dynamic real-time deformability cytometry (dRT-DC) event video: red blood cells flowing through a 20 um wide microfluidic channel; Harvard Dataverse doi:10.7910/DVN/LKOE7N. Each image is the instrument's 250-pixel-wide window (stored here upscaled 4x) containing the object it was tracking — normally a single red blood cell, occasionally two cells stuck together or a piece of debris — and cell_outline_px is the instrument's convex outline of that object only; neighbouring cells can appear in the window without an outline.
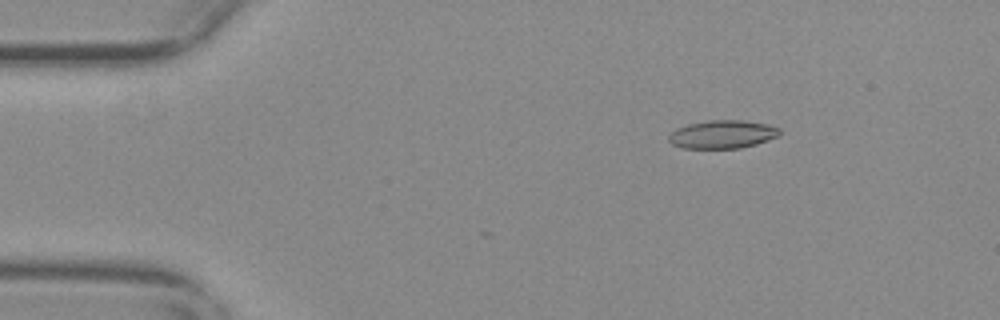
{"species": "common noctule bat (a hibernating species)", "species_latin": "Nyctalus noctula", "temperature_condition": "warm", "stored_images_in_passage": 57, "camera_frame_rate_fps": 3000, "um_per_image_px": 0.085, "animal": {"sex": "female", "body_mass_g": 29.2, "forearm_length_mm": 56.3}, "frame": {"image": 1, "passage_image": 9, "time_ms": 2.667, "image_size_px": [1000, 320], "cell_outline_px": [[780, 136], [756, 144], [740, 148], [680, 148], [672, 144], [668, 140], [668, 136], [676, 128], [688, 124], [708, 120], [744, 120], [768, 124], [780, 128]], "centroid_in_image_um": [61.42, 11.41], "position_along_channel_um": 23.6, "area_um2": 18.38}}
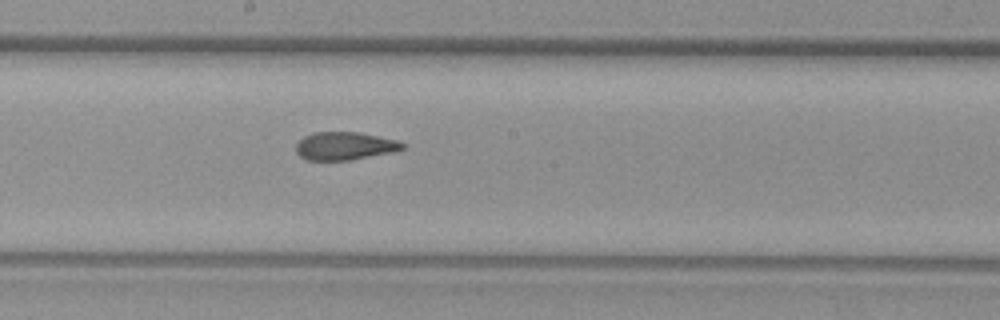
{"frame": {"image": 2, "passage_image": 31, "time_ms": 10.0, "image_size_px": [1000, 320], "cell_outline_px": [[404, 148], [396, 152], [348, 160], [304, 160], [296, 152], [296, 144], [304, 136], [312, 132], [356, 132], [380, 136], [396, 140], [404, 144]], "centroid_in_image_um": [29.29, 12.41], "position_along_channel_um": 218.9, "area_um2": 17.46}}
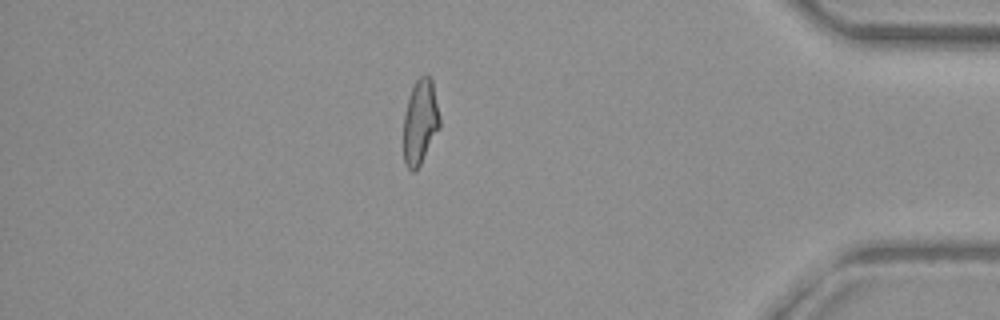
{"frame": {"image": 3, "passage_image": 49, "time_ms": 16.0, "image_size_px": [1000, 320], "cell_outline_px": [[440, 128], [420, 164], [412, 172], [404, 164], [404, 116], [408, 100], [412, 88], [416, 80], [424, 72], [428, 72], [432, 80], [440, 116]], "centroid_in_image_um": [35.73, 10.32], "position_along_channel_um": 399.5, "area_um2": 17.92}, "authors_computed_cell_mechanics": {"area_um2": 18.3804, "velocity_mm_per_s": 3.6946, "shape_relaxation_time_tau1_ms": null, "shape_relaxation_time_tau2_ms": 2.0601, "deformation_change_tau1": null, "deformation_change_tau2": 0.0949}}